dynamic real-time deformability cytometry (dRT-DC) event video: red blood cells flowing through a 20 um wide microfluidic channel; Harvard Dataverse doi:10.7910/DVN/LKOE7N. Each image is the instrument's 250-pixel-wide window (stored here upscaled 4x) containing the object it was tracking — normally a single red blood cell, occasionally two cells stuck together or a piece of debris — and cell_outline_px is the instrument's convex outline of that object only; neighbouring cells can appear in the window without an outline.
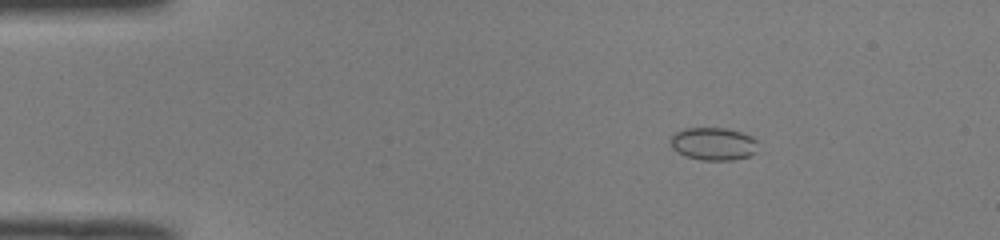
{"species": "common noctule bat (a hibernating species)", "species_latin": "Nyctalus noctula", "temperature_condition": "room temperature", "stored_images_in_passage": 48, "camera_frame_rate_fps": 3000, "um_per_image_px": 0.085, "animal": {"sex": "male", "body_mass_g": 19.0, "forearm_length_mm": 50.8}, "frame": {"image": 1, "passage_image": 5, "time_ms": 1.333, "image_size_px": [1000, 240], "cell_outline_px": [[756, 152], [748, 156], [732, 160], [700, 160], [684, 156], [676, 152], [672, 148], [672, 136], [676, 132], [684, 128], [728, 128], [752, 136], [756, 140]], "centroid_in_image_um": [60.63, 12.23], "position_along_channel_um": 24.4, "area_um2": 16.7}}
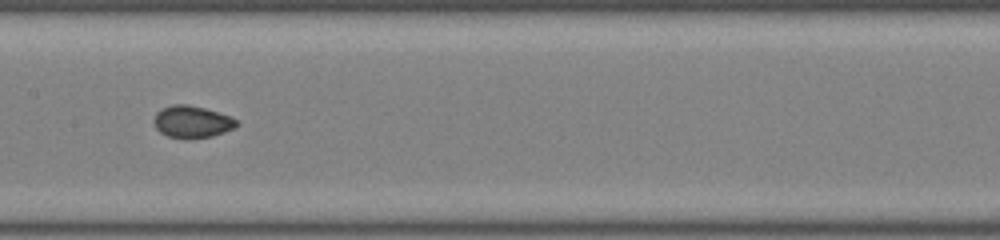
{"frame": {"image": 2, "passage_image": 23, "time_ms": 7.333, "image_size_px": [1000, 240], "cell_outline_px": [[240, 124], [224, 132], [212, 136], [168, 136], [160, 132], [156, 128], [152, 120], [156, 112], [160, 108], [172, 104], [188, 104], [204, 108], [228, 116], [236, 120]], "centroid_in_image_um": [16.27, 10.3], "position_along_channel_um": 191.1, "area_um2": 14.97}}
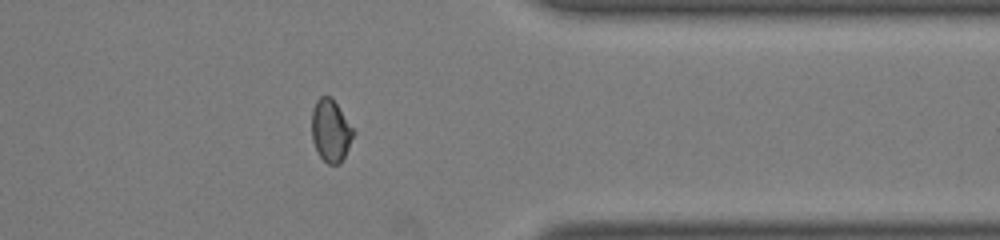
{"frame": {"image": 3, "passage_image": 38, "time_ms": 12.333, "image_size_px": [1000, 240], "cell_outline_px": [[356, 132], [340, 164], [328, 164], [320, 156], [312, 140], [312, 108], [316, 100], [320, 96], [332, 96]], "centroid_in_image_um": [28.12, 11.07], "position_along_channel_um": 383.3, "area_um2": 15.2}, "authors_computed_cell_mechanics": {"area_um2": 15.4037, "velocity_mm_per_s": 4.044, "shape_relaxation_time_tau1_ms": 4.6929, "shape_relaxation_time_tau2_ms": null, "deformation_change_tau1": 0.101, "deformation_change_tau2": null}}